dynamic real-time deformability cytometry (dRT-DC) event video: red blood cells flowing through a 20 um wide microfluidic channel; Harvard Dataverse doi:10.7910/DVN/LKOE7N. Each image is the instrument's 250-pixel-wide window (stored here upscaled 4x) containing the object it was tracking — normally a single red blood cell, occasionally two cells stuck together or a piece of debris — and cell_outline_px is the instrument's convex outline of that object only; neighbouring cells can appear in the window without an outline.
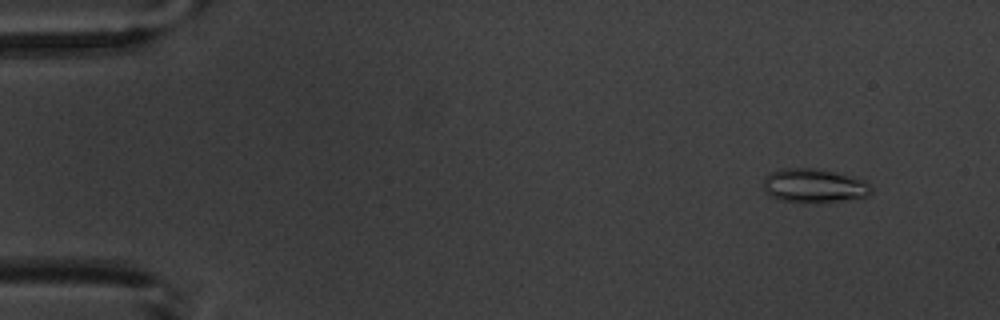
{"species": "common noctule bat (a hibernating species)", "species_latin": "Nyctalus noctula", "temperature_condition": "warm", "stored_images_in_passage": 8, "camera_frame_rate_fps": 3000, "um_per_image_px": 0.085, "animal": {"sex": "male", "body_mass_g": 20.1, "forearm_length_mm": 53.5}, "frame": {"image": 1, "passage_image": 2, "time_ms": 1.0, "image_size_px": [1000, 320], "cell_outline_px": [[872, 192], [868, 196], [820, 204], [804, 204], [780, 200], [772, 196], [764, 188], [764, 176], [780, 168], [816, 168], [868, 180], [872, 188]], "centroid_in_image_um": [69.23, 15.81], "position_along_channel_um": 15.8, "area_um2": 21.85}}
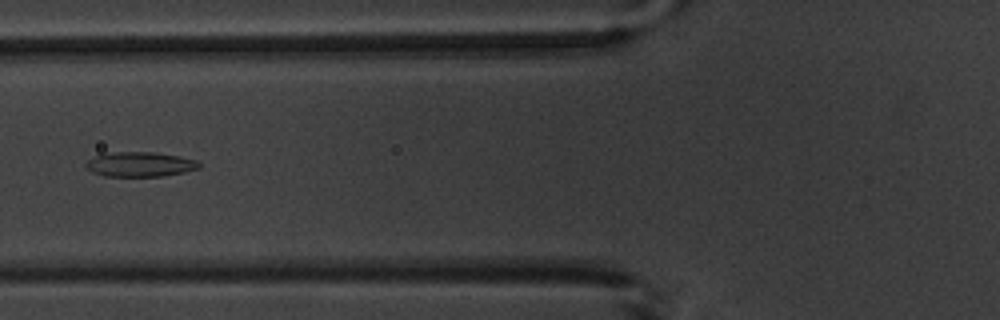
{"frame": {"image": 2, "passage_image": 6, "time_ms": 6.667, "image_size_px": [1000, 320], "cell_outline_px": [[200, 168], [184, 172], [164, 176], [104, 176], [92, 172], [84, 164], [88, 160], [96, 156], [116, 152], [156, 152], [180, 156], [196, 160], [200, 164]], "centroid_in_image_um": [11.93, 13.97], "position_along_channel_um": 113.9, "area_um2": 16.24}}
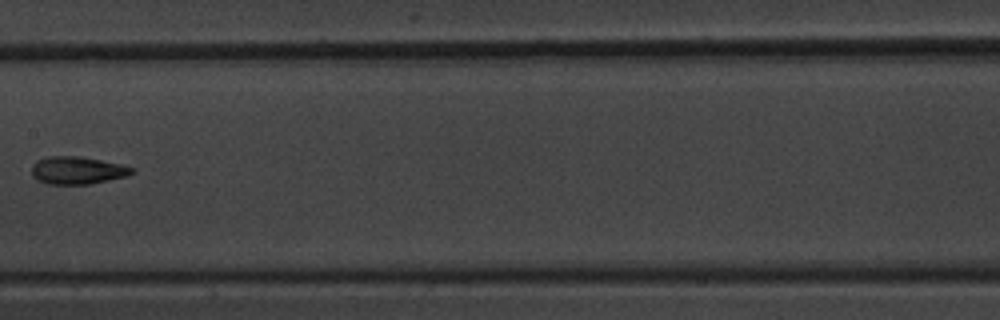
{"frame": {"image": 3, "passage_image": 8, "time_ms": 9.0, "image_size_px": [1000, 320], "cell_outline_px": [[136, 172], [128, 176], [88, 184], [48, 184], [36, 180], [32, 176], [32, 164], [36, 160], [48, 156], [80, 156], [120, 164], [136, 168]], "centroid_in_image_um": [6.57, 14.48], "position_along_channel_um": 200.8, "area_um2": 16.3}}